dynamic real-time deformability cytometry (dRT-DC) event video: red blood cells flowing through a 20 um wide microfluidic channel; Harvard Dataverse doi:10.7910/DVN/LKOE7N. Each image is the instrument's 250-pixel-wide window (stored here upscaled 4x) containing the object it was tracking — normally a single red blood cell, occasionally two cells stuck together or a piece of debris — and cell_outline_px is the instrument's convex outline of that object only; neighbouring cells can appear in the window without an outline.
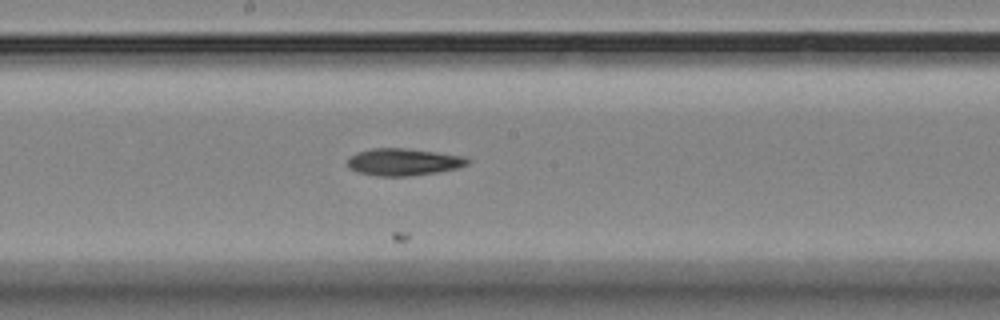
{"species": "Egyptian fruit bat (a non-hibernating species)", "species_latin": "Rousettus aegyptiacus", "temperature_condition": "room temperature", "stored_images_in_passage": 8, "camera_frame_rate_fps": 3000, "um_per_image_px": 0.085, "animal": {"sex": "female"}, "frame": {"image": 1, "passage_image": 7, "time_ms": 8.667, "image_size_px": [1000, 320], "cell_outline_px": [[472, 160], [468, 164], [456, 168], [436, 172], [408, 176], [376, 176], [356, 172], [348, 168], [348, 160], [352, 156], [360, 152], [372, 148], [400, 148], [436, 152], [464, 156]], "centroid_in_image_um": [34.3, 13.77], "position_along_channel_um": 213.9, "area_um2": 18.79}}